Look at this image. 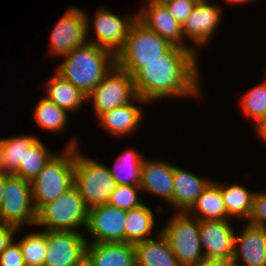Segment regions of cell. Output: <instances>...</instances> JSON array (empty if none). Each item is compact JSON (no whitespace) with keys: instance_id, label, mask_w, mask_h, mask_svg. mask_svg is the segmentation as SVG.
<instances>
[{"instance_id":"obj_1","label":"cell","mask_w":266,"mask_h":266,"mask_svg":"<svg viewBox=\"0 0 266 266\" xmlns=\"http://www.w3.org/2000/svg\"><path fill=\"white\" fill-rule=\"evenodd\" d=\"M196 50L172 45L161 58L147 61L133 75L137 95L146 102L173 96H198Z\"/></svg>"},{"instance_id":"obj_2","label":"cell","mask_w":266,"mask_h":266,"mask_svg":"<svg viewBox=\"0 0 266 266\" xmlns=\"http://www.w3.org/2000/svg\"><path fill=\"white\" fill-rule=\"evenodd\" d=\"M65 61L56 70L63 79L88 96L104 76L116 65V56L93 43L85 44L67 53Z\"/></svg>"},{"instance_id":"obj_3","label":"cell","mask_w":266,"mask_h":266,"mask_svg":"<svg viewBox=\"0 0 266 266\" xmlns=\"http://www.w3.org/2000/svg\"><path fill=\"white\" fill-rule=\"evenodd\" d=\"M73 139L63 154L54 156L31 181L33 205L36 212L49 202L56 200L62 193L74 185L75 148Z\"/></svg>"},{"instance_id":"obj_4","label":"cell","mask_w":266,"mask_h":266,"mask_svg":"<svg viewBox=\"0 0 266 266\" xmlns=\"http://www.w3.org/2000/svg\"><path fill=\"white\" fill-rule=\"evenodd\" d=\"M171 46L136 19L130 27L125 46L116 55V64L133 76L147 61L161 58Z\"/></svg>"},{"instance_id":"obj_5","label":"cell","mask_w":266,"mask_h":266,"mask_svg":"<svg viewBox=\"0 0 266 266\" xmlns=\"http://www.w3.org/2000/svg\"><path fill=\"white\" fill-rule=\"evenodd\" d=\"M88 207L75 185L56 200L43 205L36 212L35 226H45V231H76L88 220Z\"/></svg>"},{"instance_id":"obj_6","label":"cell","mask_w":266,"mask_h":266,"mask_svg":"<svg viewBox=\"0 0 266 266\" xmlns=\"http://www.w3.org/2000/svg\"><path fill=\"white\" fill-rule=\"evenodd\" d=\"M74 185L88 208L107 204L117 187L109 167L87 159L78 148H75Z\"/></svg>"},{"instance_id":"obj_7","label":"cell","mask_w":266,"mask_h":266,"mask_svg":"<svg viewBox=\"0 0 266 266\" xmlns=\"http://www.w3.org/2000/svg\"><path fill=\"white\" fill-rule=\"evenodd\" d=\"M188 215V212L178 211L160 232L181 266H196L206 259L201 252L199 220Z\"/></svg>"},{"instance_id":"obj_8","label":"cell","mask_w":266,"mask_h":266,"mask_svg":"<svg viewBox=\"0 0 266 266\" xmlns=\"http://www.w3.org/2000/svg\"><path fill=\"white\" fill-rule=\"evenodd\" d=\"M0 221L17 228L35 225L31 182L13 174L6 175L5 192L0 204Z\"/></svg>"},{"instance_id":"obj_9","label":"cell","mask_w":266,"mask_h":266,"mask_svg":"<svg viewBox=\"0 0 266 266\" xmlns=\"http://www.w3.org/2000/svg\"><path fill=\"white\" fill-rule=\"evenodd\" d=\"M133 76L117 64L87 96L93 100L96 116L132 102L137 97Z\"/></svg>"},{"instance_id":"obj_10","label":"cell","mask_w":266,"mask_h":266,"mask_svg":"<svg viewBox=\"0 0 266 266\" xmlns=\"http://www.w3.org/2000/svg\"><path fill=\"white\" fill-rule=\"evenodd\" d=\"M87 244L78 231H47L44 266H79L86 260Z\"/></svg>"},{"instance_id":"obj_11","label":"cell","mask_w":266,"mask_h":266,"mask_svg":"<svg viewBox=\"0 0 266 266\" xmlns=\"http://www.w3.org/2000/svg\"><path fill=\"white\" fill-rule=\"evenodd\" d=\"M87 14L80 9L70 7L56 23L51 33V54L65 56L75 48L85 44L89 32Z\"/></svg>"},{"instance_id":"obj_12","label":"cell","mask_w":266,"mask_h":266,"mask_svg":"<svg viewBox=\"0 0 266 266\" xmlns=\"http://www.w3.org/2000/svg\"><path fill=\"white\" fill-rule=\"evenodd\" d=\"M127 210L108 203L88 209L86 231L94 237V242H125V221Z\"/></svg>"},{"instance_id":"obj_13","label":"cell","mask_w":266,"mask_h":266,"mask_svg":"<svg viewBox=\"0 0 266 266\" xmlns=\"http://www.w3.org/2000/svg\"><path fill=\"white\" fill-rule=\"evenodd\" d=\"M229 220H199V236L206 260L231 262L235 232Z\"/></svg>"},{"instance_id":"obj_14","label":"cell","mask_w":266,"mask_h":266,"mask_svg":"<svg viewBox=\"0 0 266 266\" xmlns=\"http://www.w3.org/2000/svg\"><path fill=\"white\" fill-rule=\"evenodd\" d=\"M95 39L87 41L98 47L105 48L115 56L123 49L130 27L137 19V14L125 19L104 8L94 16Z\"/></svg>"},{"instance_id":"obj_15","label":"cell","mask_w":266,"mask_h":266,"mask_svg":"<svg viewBox=\"0 0 266 266\" xmlns=\"http://www.w3.org/2000/svg\"><path fill=\"white\" fill-rule=\"evenodd\" d=\"M221 9L207 0H198L193 11L182 24L183 37L190 38L198 47L209 42L221 21Z\"/></svg>"},{"instance_id":"obj_16","label":"cell","mask_w":266,"mask_h":266,"mask_svg":"<svg viewBox=\"0 0 266 266\" xmlns=\"http://www.w3.org/2000/svg\"><path fill=\"white\" fill-rule=\"evenodd\" d=\"M148 6L137 13V19L148 29L156 32L170 44L195 50L183 44L182 25L175 20L161 2L149 1Z\"/></svg>"},{"instance_id":"obj_17","label":"cell","mask_w":266,"mask_h":266,"mask_svg":"<svg viewBox=\"0 0 266 266\" xmlns=\"http://www.w3.org/2000/svg\"><path fill=\"white\" fill-rule=\"evenodd\" d=\"M266 266V233L264 228L247 223L240 236H235L234 254L231 264L240 266Z\"/></svg>"},{"instance_id":"obj_18","label":"cell","mask_w":266,"mask_h":266,"mask_svg":"<svg viewBox=\"0 0 266 266\" xmlns=\"http://www.w3.org/2000/svg\"><path fill=\"white\" fill-rule=\"evenodd\" d=\"M90 266H136L135 245L129 242H94L86 248Z\"/></svg>"},{"instance_id":"obj_19","label":"cell","mask_w":266,"mask_h":266,"mask_svg":"<svg viewBox=\"0 0 266 266\" xmlns=\"http://www.w3.org/2000/svg\"><path fill=\"white\" fill-rule=\"evenodd\" d=\"M173 166L160 160L143 159L140 189L163 197L170 204L174 193Z\"/></svg>"},{"instance_id":"obj_20","label":"cell","mask_w":266,"mask_h":266,"mask_svg":"<svg viewBox=\"0 0 266 266\" xmlns=\"http://www.w3.org/2000/svg\"><path fill=\"white\" fill-rule=\"evenodd\" d=\"M210 182V180L205 181L191 172L173 166L174 193L171 205L179 212H188Z\"/></svg>"},{"instance_id":"obj_21","label":"cell","mask_w":266,"mask_h":266,"mask_svg":"<svg viewBox=\"0 0 266 266\" xmlns=\"http://www.w3.org/2000/svg\"><path fill=\"white\" fill-rule=\"evenodd\" d=\"M134 245L136 266H181L161 232L158 239L150 238Z\"/></svg>"},{"instance_id":"obj_22","label":"cell","mask_w":266,"mask_h":266,"mask_svg":"<svg viewBox=\"0 0 266 266\" xmlns=\"http://www.w3.org/2000/svg\"><path fill=\"white\" fill-rule=\"evenodd\" d=\"M137 101L146 104L144 99L137 96L132 103L129 102L101 114L99 116V120L101 121L100 124L105 130H108L107 132H110L115 136L128 135L130 132H133L142 118L140 108L133 104Z\"/></svg>"},{"instance_id":"obj_23","label":"cell","mask_w":266,"mask_h":266,"mask_svg":"<svg viewBox=\"0 0 266 266\" xmlns=\"http://www.w3.org/2000/svg\"><path fill=\"white\" fill-rule=\"evenodd\" d=\"M188 213L197 220H228L227 210L221 195V183L210 182L197 197Z\"/></svg>"},{"instance_id":"obj_24","label":"cell","mask_w":266,"mask_h":266,"mask_svg":"<svg viewBox=\"0 0 266 266\" xmlns=\"http://www.w3.org/2000/svg\"><path fill=\"white\" fill-rule=\"evenodd\" d=\"M46 98L65 111L80 110L87 96L71 82L55 73L46 85Z\"/></svg>"},{"instance_id":"obj_25","label":"cell","mask_w":266,"mask_h":266,"mask_svg":"<svg viewBox=\"0 0 266 266\" xmlns=\"http://www.w3.org/2000/svg\"><path fill=\"white\" fill-rule=\"evenodd\" d=\"M154 225V214L146 204L127 210L125 221V242L135 244L150 239V237H152L151 232Z\"/></svg>"},{"instance_id":"obj_26","label":"cell","mask_w":266,"mask_h":266,"mask_svg":"<svg viewBox=\"0 0 266 266\" xmlns=\"http://www.w3.org/2000/svg\"><path fill=\"white\" fill-rule=\"evenodd\" d=\"M142 162L143 159L140 157V154L133 149H128L119 155L116 158L114 168H109L117 185L126 184L139 186ZM121 171L125 172H122L121 174Z\"/></svg>"},{"instance_id":"obj_27","label":"cell","mask_w":266,"mask_h":266,"mask_svg":"<svg viewBox=\"0 0 266 266\" xmlns=\"http://www.w3.org/2000/svg\"><path fill=\"white\" fill-rule=\"evenodd\" d=\"M254 194L239 184H233L230 187L221 185V195L229 218L241 216L249 220L253 210Z\"/></svg>"},{"instance_id":"obj_28","label":"cell","mask_w":266,"mask_h":266,"mask_svg":"<svg viewBox=\"0 0 266 266\" xmlns=\"http://www.w3.org/2000/svg\"><path fill=\"white\" fill-rule=\"evenodd\" d=\"M53 156L54 153H48L41 140L37 139L25 151L23 164L19 165L14 175L31 182Z\"/></svg>"},{"instance_id":"obj_29","label":"cell","mask_w":266,"mask_h":266,"mask_svg":"<svg viewBox=\"0 0 266 266\" xmlns=\"http://www.w3.org/2000/svg\"><path fill=\"white\" fill-rule=\"evenodd\" d=\"M37 137L24 135L3 139L4 160L3 172L15 174L20 164H23L25 151L37 140Z\"/></svg>"},{"instance_id":"obj_30","label":"cell","mask_w":266,"mask_h":266,"mask_svg":"<svg viewBox=\"0 0 266 266\" xmlns=\"http://www.w3.org/2000/svg\"><path fill=\"white\" fill-rule=\"evenodd\" d=\"M34 111L36 122L42 129L60 131L68 123L67 111L61 109L46 97L37 102Z\"/></svg>"},{"instance_id":"obj_31","label":"cell","mask_w":266,"mask_h":266,"mask_svg":"<svg viewBox=\"0 0 266 266\" xmlns=\"http://www.w3.org/2000/svg\"><path fill=\"white\" fill-rule=\"evenodd\" d=\"M19 244L26 266H44L47 253V231L25 235Z\"/></svg>"},{"instance_id":"obj_32","label":"cell","mask_w":266,"mask_h":266,"mask_svg":"<svg viewBox=\"0 0 266 266\" xmlns=\"http://www.w3.org/2000/svg\"><path fill=\"white\" fill-rule=\"evenodd\" d=\"M242 109L253 117L256 127L266 119V82L251 88L242 99Z\"/></svg>"},{"instance_id":"obj_33","label":"cell","mask_w":266,"mask_h":266,"mask_svg":"<svg viewBox=\"0 0 266 266\" xmlns=\"http://www.w3.org/2000/svg\"><path fill=\"white\" fill-rule=\"evenodd\" d=\"M139 186L134 185H117L115 191L111 194L108 204L119 209L131 210L144 204L138 192Z\"/></svg>"},{"instance_id":"obj_34","label":"cell","mask_w":266,"mask_h":266,"mask_svg":"<svg viewBox=\"0 0 266 266\" xmlns=\"http://www.w3.org/2000/svg\"><path fill=\"white\" fill-rule=\"evenodd\" d=\"M198 0H165L161 3L168 13L181 25L193 11Z\"/></svg>"},{"instance_id":"obj_35","label":"cell","mask_w":266,"mask_h":266,"mask_svg":"<svg viewBox=\"0 0 266 266\" xmlns=\"http://www.w3.org/2000/svg\"><path fill=\"white\" fill-rule=\"evenodd\" d=\"M247 222L257 227L266 226V192L254 194L253 210Z\"/></svg>"},{"instance_id":"obj_36","label":"cell","mask_w":266,"mask_h":266,"mask_svg":"<svg viewBox=\"0 0 266 266\" xmlns=\"http://www.w3.org/2000/svg\"><path fill=\"white\" fill-rule=\"evenodd\" d=\"M0 266H26L19 242L12 241L0 254Z\"/></svg>"},{"instance_id":"obj_37","label":"cell","mask_w":266,"mask_h":266,"mask_svg":"<svg viewBox=\"0 0 266 266\" xmlns=\"http://www.w3.org/2000/svg\"><path fill=\"white\" fill-rule=\"evenodd\" d=\"M19 230L20 228L0 221V254L14 240V234Z\"/></svg>"},{"instance_id":"obj_38","label":"cell","mask_w":266,"mask_h":266,"mask_svg":"<svg viewBox=\"0 0 266 266\" xmlns=\"http://www.w3.org/2000/svg\"><path fill=\"white\" fill-rule=\"evenodd\" d=\"M232 264L227 261H215V260H205L196 266H231Z\"/></svg>"},{"instance_id":"obj_39","label":"cell","mask_w":266,"mask_h":266,"mask_svg":"<svg viewBox=\"0 0 266 266\" xmlns=\"http://www.w3.org/2000/svg\"><path fill=\"white\" fill-rule=\"evenodd\" d=\"M255 130L258 132V136H260L266 142V119L263 120L257 127H255Z\"/></svg>"},{"instance_id":"obj_40","label":"cell","mask_w":266,"mask_h":266,"mask_svg":"<svg viewBox=\"0 0 266 266\" xmlns=\"http://www.w3.org/2000/svg\"><path fill=\"white\" fill-rule=\"evenodd\" d=\"M6 173H0V204L2 202L4 192H5V181H6Z\"/></svg>"},{"instance_id":"obj_41","label":"cell","mask_w":266,"mask_h":266,"mask_svg":"<svg viewBox=\"0 0 266 266\" xmlns=\"http://www.w3.org/2000/svg\"><path fill=\"white\" fill-rule=\"evenodd\" d=\"M3 160H4V144H3V139H0V173L3 172Z\"/></svg>"},{"instance_id":"obj_42","label":"cell","mask_w":266,"mask_h":266,"mask_svg":"<svg viewBox=\"0 0 266 266\" xmlns=\"http://www.w3.org/2000/svg\"><path fill=\"white\" fill-rule=\"evenodd\" d=\"M228 3H231V4H233V3H238V4H242V3H248V2H250V1H253V0H226Z\"/></svg>"},{"instance_id":"obj_43","label":"cell","mask_w":266,"mask_h":266,"mask_svg":"<svg viewBox=\"0 0 266 266\" xmlns=\"http://www.w3.org/2000/svg\"><path fill=\"white\" fill-rule=\"evenodd\" d=\"M79 266H90L87 262H86V260L82 263V264H80Z\"/></svg>"},{"instance_id":"obj_44","label":"cell","mask_w":266,"mask_h":266,"mask_svg":"<svg viewBox=\"0 0 266 266\" xmlns=\"http://www.w3.org/2000/svg\"><path fill=\"white\" fill-rule=\"evenodd\" d=\"M147 1V0H146ZM149 1H154V2H162V1H165V0H148Z\"/></svg>"}]
</instances>
